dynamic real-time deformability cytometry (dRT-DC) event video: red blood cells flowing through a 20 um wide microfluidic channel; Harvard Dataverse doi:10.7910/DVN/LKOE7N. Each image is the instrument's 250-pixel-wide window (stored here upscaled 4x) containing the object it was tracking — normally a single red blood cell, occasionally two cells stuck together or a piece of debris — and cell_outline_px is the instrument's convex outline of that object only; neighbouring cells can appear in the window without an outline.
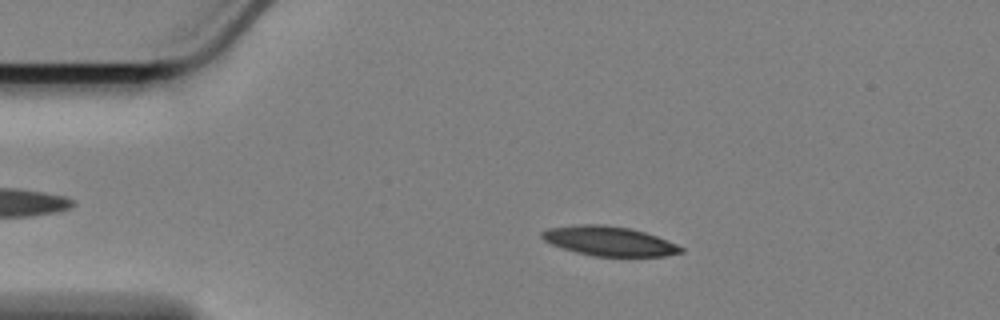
{"species": "Egyptian fruit bat (a non-hibernating species)", "species_latin": "Rousettus aegyptiacus", "temperature_condition": "cold", "stored_images_in_passage": 44, "camera_frame_rate_fps": 3000, "um_per_image_px": 0.085, "animal": {"sex": "female"}, "frame": {"image": 1, "passage_image": 4, "time_ms": 1.0, "image_size_px": [1000, 320], "cell_outline_px": [[684, 252], [664, 256], [592, 256], [576, 252], [552, 244], [544, 240], [540, 236], [540, 232], [548, 228], [580, 224], [604, 224], [628, 228], [644, 232], [656, 236], [676, 244], [684, 248]], "centroid_in_image_um": [51.76, 20.49], "position_along_channel_um": 33.2, "area_um2": 23.76}}
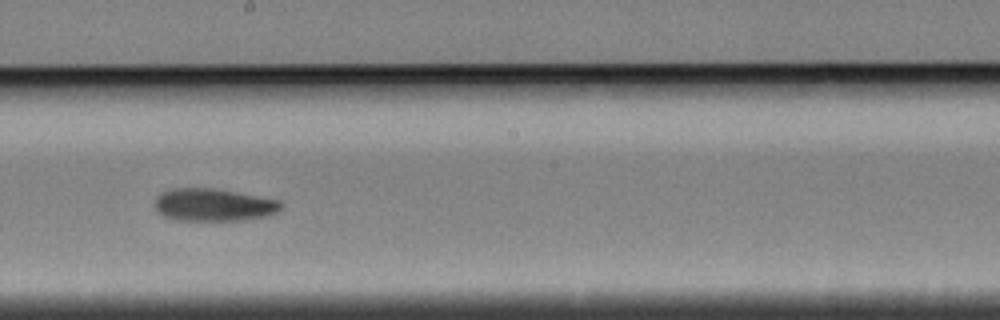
{"frame": {"image": 2, "passage_image": 25, "time_ms": 8.0, "image_size_px": [1000, 320], "cell_outline_px": [[284, 204], [280, 212], [268, 216], [244, 220], [172, 220], [156, 212], [156, 196], [160, 192], [172, 188], [216, 188], [280, 200]], "centroid_in_image_um": [18.18, 17.41], "position_along_channel_um": 230.0, "area_um2": 24.39}}
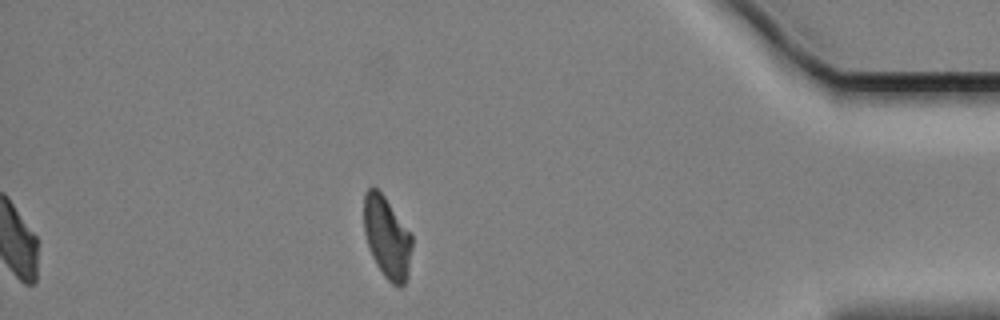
{"frame": {"image": 3, "passage_image": 44, "time_ms": 14.333, "image_size_px": [1000, 320], "cell_outline_px": [[412, 248], [408, 276], [404, 284], [400, 288], [392, 284], [384, 276], [376, 264], [368, 248], [364, 232], [364, 196], [368, 188], [376, 188], [384, 196], [412, 232]], "centroid_in_image_um": [32.91, 20.2], "position_along_channel_um": 402.3, "area_um2": 23.18}, "authors_computed_cell_mechanics": {"area_um2": 24.4783, "velocity_mm_per_s": 3.372, "shape_relaxation_time_tau1_ms": 7.9316, "shape_relaxation_time_tau2_ms": null, "deformation_change_tau1": 0.1881, "deformation_change_tau2": null}}